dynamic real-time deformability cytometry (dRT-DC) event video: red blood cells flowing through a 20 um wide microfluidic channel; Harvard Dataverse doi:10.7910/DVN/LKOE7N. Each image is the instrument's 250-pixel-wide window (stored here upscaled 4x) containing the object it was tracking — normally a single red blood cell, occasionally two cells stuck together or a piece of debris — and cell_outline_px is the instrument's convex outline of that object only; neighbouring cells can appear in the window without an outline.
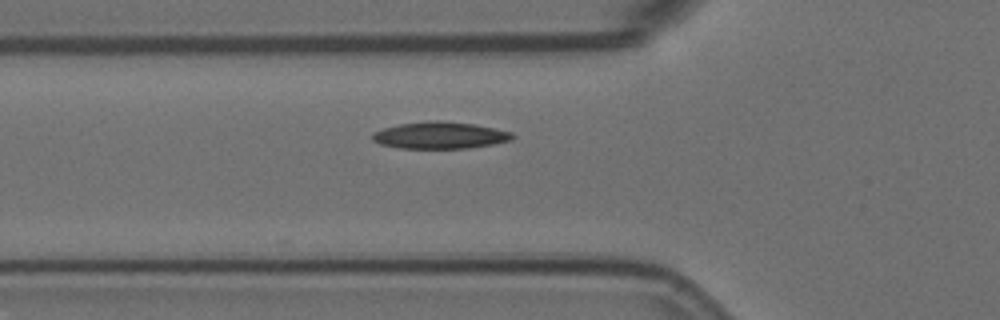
{"species": "Egyptian fruit bat (a non-hibernating species)", "species_latin": "Rousettus aegyptiacus", "temperature_condition": "room temperature", "stored_images_in_passage": 6, "camera_frame_rate_fps": 3000, "um_per_image_px": 0.085, "animal": {"sex": "female"}, "frame": {"image": 1, "passage_image": 6, "time_ms": 1.667, "image_size_px": [1000, 320], "cell_outline_px": [[516, 136], [512, 140], [492, 144], [468, 148], [400, 148], [380, 144], [372, 140], [372, 132], [384, 128], [400, 124], [436, 120], [472, 124], [496, 128], [512, 132]], "centroid_in_image_um": [37.41, 11.5], "position_along_channel_um": 88.4, "area_um2": 21.79}}